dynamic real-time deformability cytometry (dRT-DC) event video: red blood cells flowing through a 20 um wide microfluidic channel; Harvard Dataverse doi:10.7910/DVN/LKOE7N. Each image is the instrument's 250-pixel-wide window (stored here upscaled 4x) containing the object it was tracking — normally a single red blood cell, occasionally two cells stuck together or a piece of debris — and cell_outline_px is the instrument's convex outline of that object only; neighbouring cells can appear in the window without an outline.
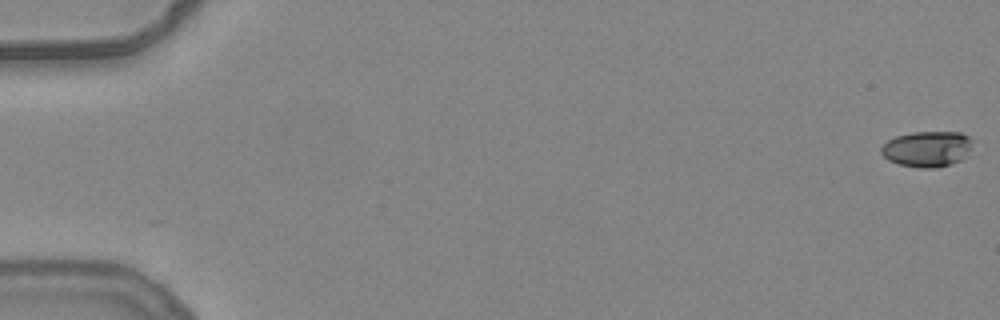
{"species": "common noctule bat (a hibernating species)", "species_latin": "Nyctalus noctula", "temperature_condition": "warm", "stored_images_in_passage": 12, "camera_frame_rate_fps": 3000, "um_per_image_px": 0.085, "animal": {"sex": "female", "body_mass_g": 24.6, "forearm_length_mm": 56.2}, "frame": {"image": 1, "passage_image": 1, "time_ms": 0.0, "image_size_px": [1000, 320], "cell_outline_px": [[972, 148], [960, 160], [952, 164], [936, 168], [924, 168], [900, 164], [888, 160], [880, 152], [880, 148], [888, 140], [896, 136], [912, 132], [960, 132], [968, 136], [972, 140]], "centroid_in_image_um": [78.81, 12.65], "position_along_channel_um": 6.2, "area_um2": 19.02}}